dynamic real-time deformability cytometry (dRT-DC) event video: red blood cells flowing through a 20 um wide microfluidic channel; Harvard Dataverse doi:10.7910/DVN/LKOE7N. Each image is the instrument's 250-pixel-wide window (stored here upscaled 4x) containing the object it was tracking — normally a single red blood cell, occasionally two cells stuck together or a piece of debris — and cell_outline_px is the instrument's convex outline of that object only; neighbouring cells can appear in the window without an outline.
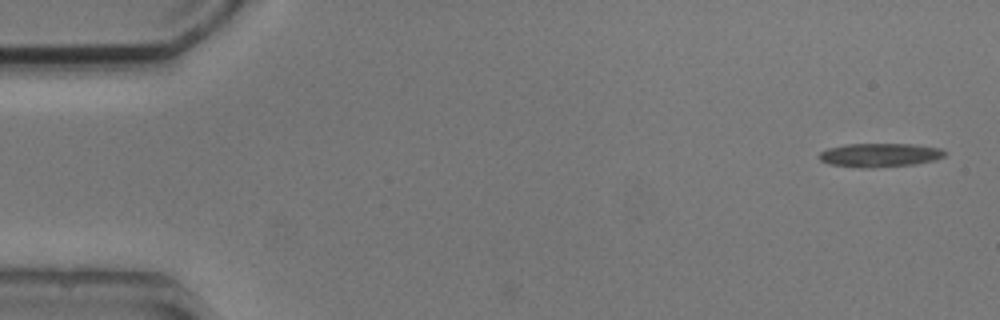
{"species": "common noctule bat (a hibernating species)", "species_latin": "Nyctalus noctula", "temperature_condition": "cold", "stored_images_in_passage": 7, "camera_frame_rate_fps": 3000, "um_per_image_px": 0.085, "animal": {"sex": "male", "body_mass_g": 20.5, "forearm_length_mm": 52.5}, "frame": {"image": 1, "passage_image": 1, "time_ms": 0.0, "image_size_px": [1000, 320], "cell_outline_px": [[948, 152], [944, 156], [936, 160], [916, 164], [872, 168], [864, 168], [828, 164], [820, 160], [816, 156], [820, 152], [828, 148], [844, 144], [912, 144], [940, 148]], "centroid_in_image_um": [74.77, 13.18], "position_along_channel_um": 10.2, "area_um2": 17.63}}
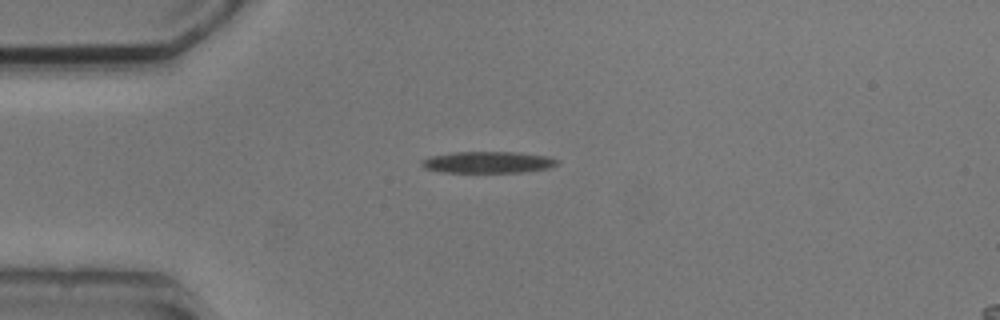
{"frame": {"image": 2, "passage_image": 4, "time_ms": 3.667, "image_size_px": [1000, 320], "cell_outline_px": [[560, 164], [548, 168], [524, 172], [440, 172], [424, 168], [420, 164], [420, 160], [428, 156], [452, 152], [516, 152], [548, 156], [560, 160]], "centroid_in_image_um": [41.46, 13.79], "position_along_channel_um": 43.5, "area_um2": 17.28}}